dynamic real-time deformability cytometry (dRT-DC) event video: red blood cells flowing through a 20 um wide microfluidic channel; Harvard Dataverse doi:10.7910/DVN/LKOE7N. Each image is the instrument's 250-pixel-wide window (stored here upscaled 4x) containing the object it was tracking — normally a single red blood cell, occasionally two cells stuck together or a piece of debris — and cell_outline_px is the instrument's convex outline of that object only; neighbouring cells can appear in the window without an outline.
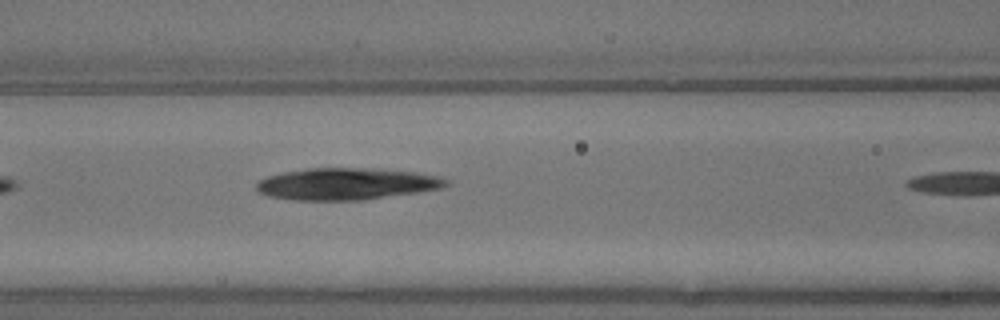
{"species": "common noctule bat (a hibernating species)", "species_latin": "Nyctalus noctula", "temperature_condition": "warm", "stored_images_in_passage": 4, "camera_frame_rate_fps": 3000, "um_per_image_px": 0.085, "animal": {"sex": "male", "body_mass_g": 13.3}, "frame": {"image": 1, "passage_image": 4, "time_ms": 1.0, "image_size_px": [1000, 320], "cell_outline_px": [[452, 184], [444, 188], [420, 192], [364, 200], [292, 200], [268, 196], [260, 192], [256, 188], [256, 184], [260, 180], [268, 176], [284, 172], [308, 168], [372, 168], [416, 172], [436, 176], [448, 180]], "centroid_in_image_um": [29.5, 15.63], "position_along_channel_um": 137.1, "area_um2": 35.37}}